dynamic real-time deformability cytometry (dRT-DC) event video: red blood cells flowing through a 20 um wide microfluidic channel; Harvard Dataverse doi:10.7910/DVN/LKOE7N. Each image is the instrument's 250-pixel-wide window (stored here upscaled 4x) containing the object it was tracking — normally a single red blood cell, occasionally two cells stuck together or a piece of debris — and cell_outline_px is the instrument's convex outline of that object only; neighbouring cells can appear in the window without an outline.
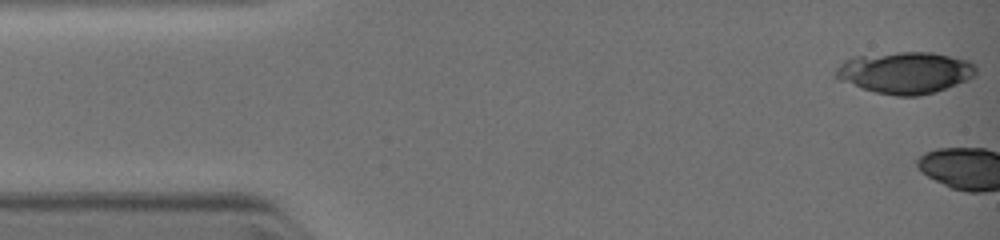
{"species": "common noctule bat (a hibernating species)", "species_latin": "Nyctalus noctula", "temperature_condition": "warm", "stored_images_in_passage": 3, "camera_frame_rate_fps": 3000, "um_per_image_px": 0.085, "animal": {"sex": "female", "body_mass_g": 19.0, "forearm_length_mm": 51.5}, "frame": {"image": 1, "passage_image": 1, "time_ms": 0.0, "image_size_px": [1000, 240], "cell_outline_px": [[976, 76], [968, 80], [936, 92], [920, 96], [896, 96], [876, 92], [836, 80], [832, 76], [836, 68], [844, 60], [852, 56], [896, 52], [932, 52], [972, 60], [976, 64]], "centroid_in_image_um": [76.94, 6.16], "position_along_channel_um": 8.1, "area_um2": 34.8}}